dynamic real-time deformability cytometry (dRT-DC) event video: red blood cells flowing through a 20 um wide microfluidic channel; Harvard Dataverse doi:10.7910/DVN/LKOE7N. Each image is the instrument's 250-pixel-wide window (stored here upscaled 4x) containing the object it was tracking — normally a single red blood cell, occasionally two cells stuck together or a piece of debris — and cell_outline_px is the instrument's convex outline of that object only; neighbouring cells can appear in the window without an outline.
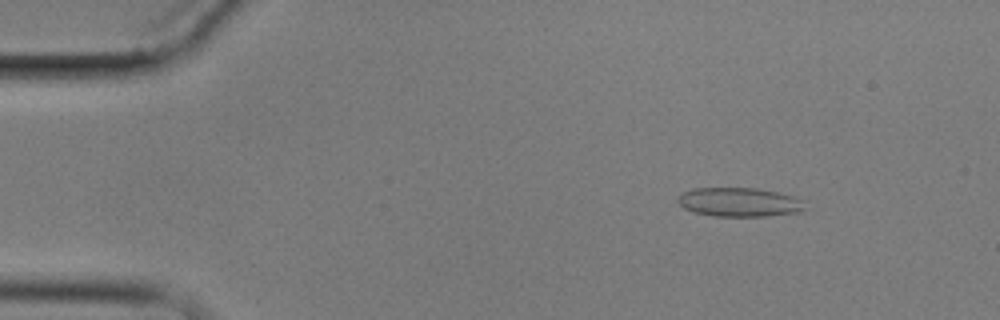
{"species": "common noctule bat (a hibernating species)", "species_latin": "Nyctalus noctula", "temperature_condition": "cold", "stored_images_in_passage": 5, "camera_frame_rate_fps": 3000, "um_per_image_px": 0.085, "animal": {"sex": "male", "body_mass_g": 17.9}, "frame": {"image": 1, "passage_image": 2, "time_ms": 1.0, "image_size_px": [1000, 320], "cell_outline_px": [[804, 208], [800, 212], [768, 216], [712, 216], [692, 212], [684, 208], [676, 200], [684, 192], [692, 188], [756, 188], [776, 192], [792, 196], [800, 200]], "centroid_in_image_um": [62.79, 17.19], "position_along_channel_um": 22.2, "area_um2": 21.33}}
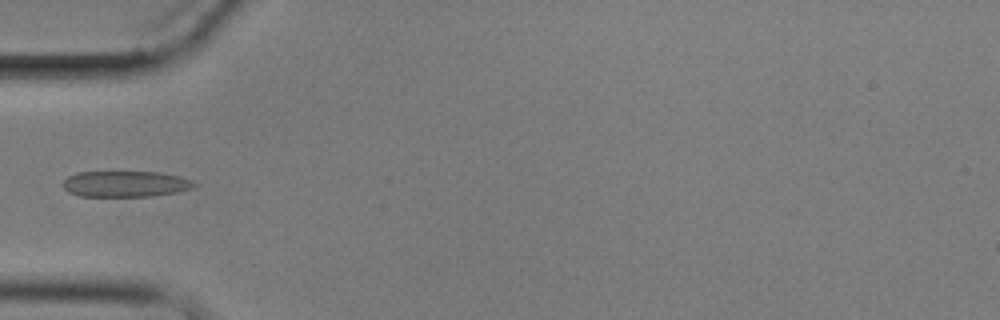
{"frame": {"image": 2, "passage_image": 5, "time_ms": 4.667, "image_size_px": [1000, 320], "cell_outline_px": [[196, 184], [192, 188], [176, 192], [152, 196], [80, 196], [68, 192], [64, 188], [64, 180], [68, 176], [76, 172], [160, 172], [180, 176]], "centroid_in_image_um": [10.63, 15.63], "position_along_channel_um": 74.4, "area_um2": 19.71}}